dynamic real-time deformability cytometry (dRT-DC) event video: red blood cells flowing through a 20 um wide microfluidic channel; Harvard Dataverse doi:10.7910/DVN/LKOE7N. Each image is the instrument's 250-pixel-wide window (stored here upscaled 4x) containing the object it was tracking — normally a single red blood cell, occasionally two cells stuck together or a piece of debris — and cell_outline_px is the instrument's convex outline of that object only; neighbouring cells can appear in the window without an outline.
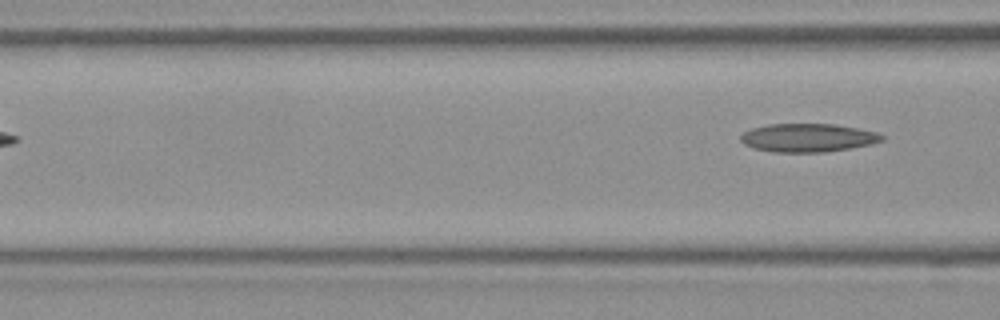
{"species": "Egyptian fruit bat (a non-hibernating species)", "species_latin": "Rousettus aegyptiacus", "temperature_condition": "room temperature", "stored_images_in_passage": 4, "camera_frame_rate_fps": 3000, "um_per_image_px": 0.085, "frame": {"image": 1, "passage_image": 4, "time_ms": 1.0, "image_size_px": [1000, 320], "cell_outline_px": [[884, 140], [872, 144], [824, 152], [772, 152], [752, 148], [744, 144], [740, 140], [740, 136], [744, 132], [752, 128], [768, 124], [836, 124], [876, 132], [884, 136]], "centroid_in_image_um": [68.64, 11.71], "position_along_channel_um": 98.0, "area_um2": 23.35}}